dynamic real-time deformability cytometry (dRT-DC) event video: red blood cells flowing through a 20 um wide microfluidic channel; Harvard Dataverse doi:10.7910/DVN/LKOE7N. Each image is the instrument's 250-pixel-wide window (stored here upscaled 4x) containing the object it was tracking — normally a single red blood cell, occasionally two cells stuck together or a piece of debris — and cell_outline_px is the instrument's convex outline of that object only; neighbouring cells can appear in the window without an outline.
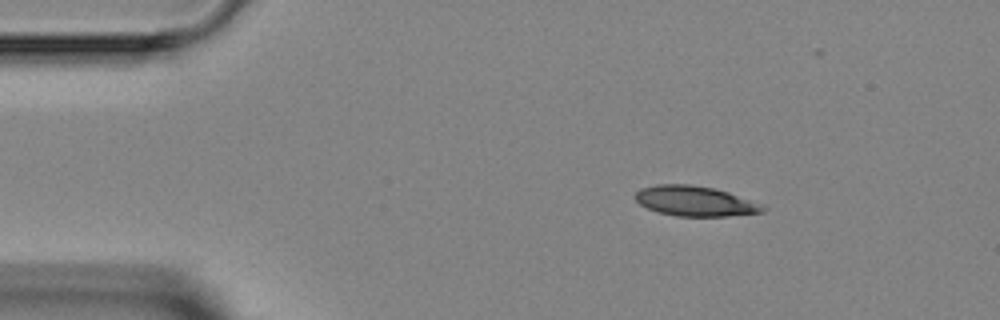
{"species": "Egyptian fruit bat (a non-hibernating species)", "species_latin": "Rousettus aegyptiacus", "temperature_condition": "room temperature", "stored_images_in_passage": 4, "camera_frame_rate_fps": 3000, "um_per_image_px": 0.085, "animal": {"sex": "female"}, "frame": {"image": 1, "passage_image": 1, "time_ms": 0.0, "image_size_px": [1000, 320], "cell_outline_px": [[768, 208], [764, 212], [728, 216], [676, 216], [660, 212], [648, 208], [640, 204], [636, 200], [636, 192], [640, 188], [656, 184], [688, 184], [712, 188], [728, 192], [764, 204]], "centroid_in_image_um": [59.12, 17.09], "position_along_channel_um": 25.9, "area_um2": 22.37}}
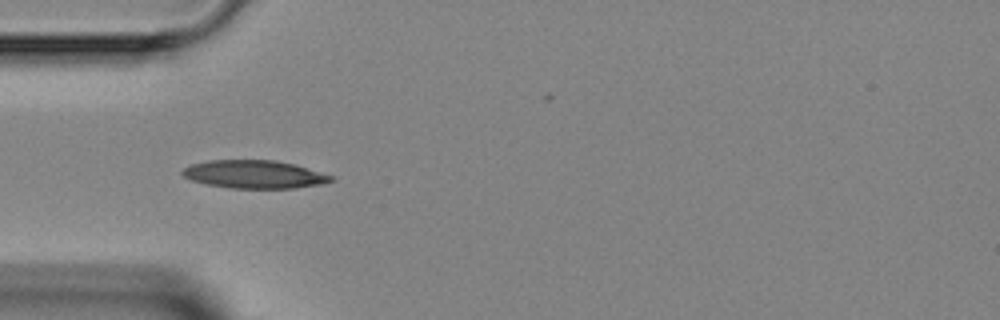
{"frame": {"image": 2, "passage_image": 3, "time_ms": 2.333, "image_size_px": [1000, 320], "cell_outline_px": [[336, 180], [320, 184], [292, 188], [232, 188], [208, 184], [192, 180], [184, 176], [180, 172], [184, 168], [192, 164], [208, 160], [276, 160], [296, 164], [332, 176]], "centroid_in_image_um": [21.62, 14.81], "position_along_channel_um": 63.4, "area_um2": 24.16}}
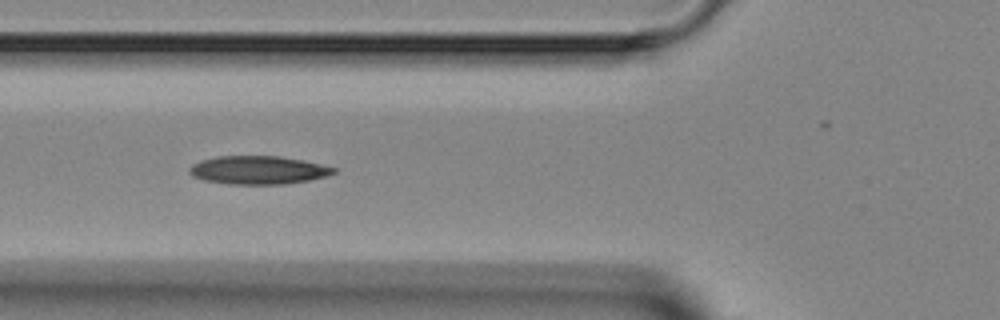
{"frame": {"image": 3, "passage_image": 4, "time_ms": 3.333, "image_size_px": [1000, 320], "cell_outline_px": [[336, 172], [328, 176], [308, 180], [284, 184], [228, 184], [204, 180], [192, 176], [188, 172], [188, 168], [192, 164], [200, 160], [216, 156], [280, 156], [304, 160], [336, 168]], "centroid_in_image_um": [21.92, 14.45], "position_along_channel_um": 103.9, "area_um2": 23.93}}